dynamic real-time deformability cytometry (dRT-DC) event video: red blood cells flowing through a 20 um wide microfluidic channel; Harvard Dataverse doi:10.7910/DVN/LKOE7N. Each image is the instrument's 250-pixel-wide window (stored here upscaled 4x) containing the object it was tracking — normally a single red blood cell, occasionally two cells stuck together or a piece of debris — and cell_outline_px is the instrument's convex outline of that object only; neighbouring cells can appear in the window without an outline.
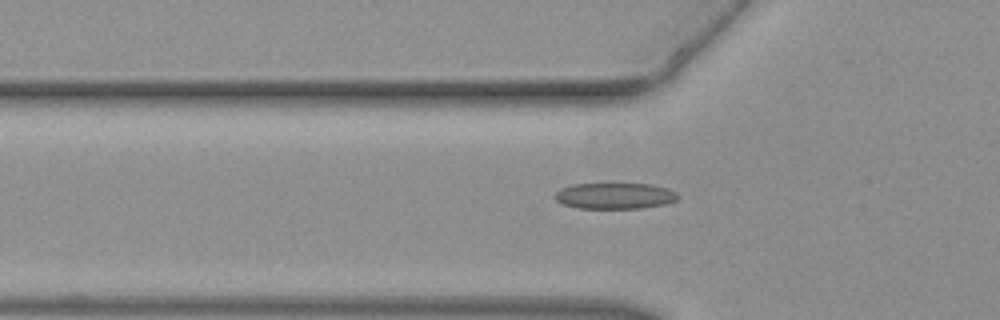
{"species": "common noctule bat (a hibernating species)", "species_latin": "Nyctalus noctula", "temperature_condition": "warm", "stored_images_in_passage": 29, "camera_frame_rate_fps": 3000, "um_per_image_px": 0.085, "animal": {"sex": "female", "body_mass_g": 19.3, "forearm_length_mm": 54.1}, "frame": {"image": 1, "passage_image": 2, "time_ms": 0.333, "image_size_px": [1000, 320], "cell_outline_px": [[680, 196], [676, 200], [664, 204], [640, 208], [576, 208], [564, 204], [556, 200], [552, 196], [560, 188], [572, 184], [652, 184], [668, 188], [676, 192]], "centroid_in_image_um": [52.24, 16.64], "position_along_channel_um": 73.6, "area_um2": 18.73}}
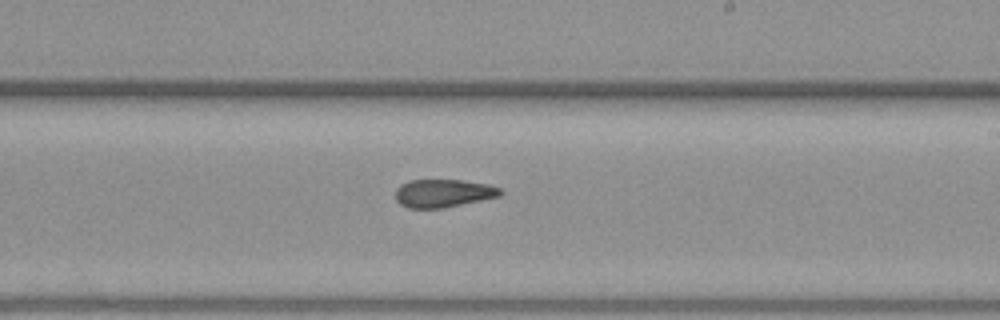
{"frame": {"image": 2, "passage_image": 14, "time_ms": 4.333, "image_size_px": [1000, 320], "cell_outline_px": [[504, 192], [500, 196], [444, 208], [408, 208], [400, 204], [396, 200], [396, 188], [400, 184], [408, 180], [464, 180], [488, 184], [500, 188]], "centroid_in_image_um": [37.68, 16.42], "position_along_channel_um": 251.3, "area_um2": 17.28}}
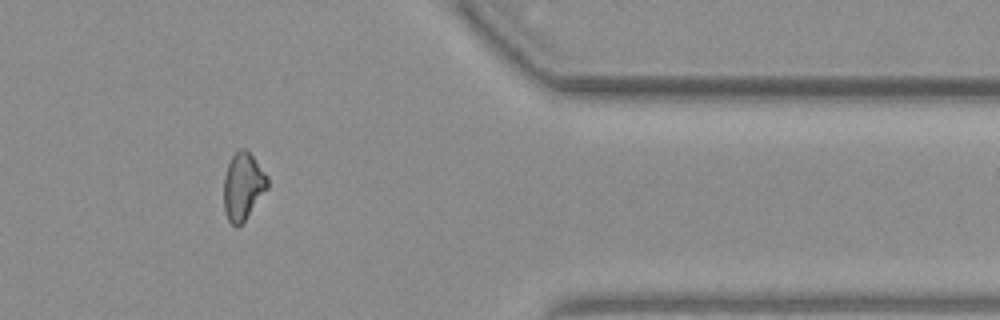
{"frame": {"image": 3, "passage_image": 25, "time_ms": 8.0, "image_size_px": [1000, 320], "cell_outline_px": [[268, 188], [244, 220], [236, 228], [228, 220], [224, 212], [224, 176], [228, 164], [232, 156], [240, 148], [244, 148], [252, 156], [268, 176]], "centroid_in_image_um": [20.64, 15.84], "position_along_channel_um": 390.8, "area_um2": 16.94}}